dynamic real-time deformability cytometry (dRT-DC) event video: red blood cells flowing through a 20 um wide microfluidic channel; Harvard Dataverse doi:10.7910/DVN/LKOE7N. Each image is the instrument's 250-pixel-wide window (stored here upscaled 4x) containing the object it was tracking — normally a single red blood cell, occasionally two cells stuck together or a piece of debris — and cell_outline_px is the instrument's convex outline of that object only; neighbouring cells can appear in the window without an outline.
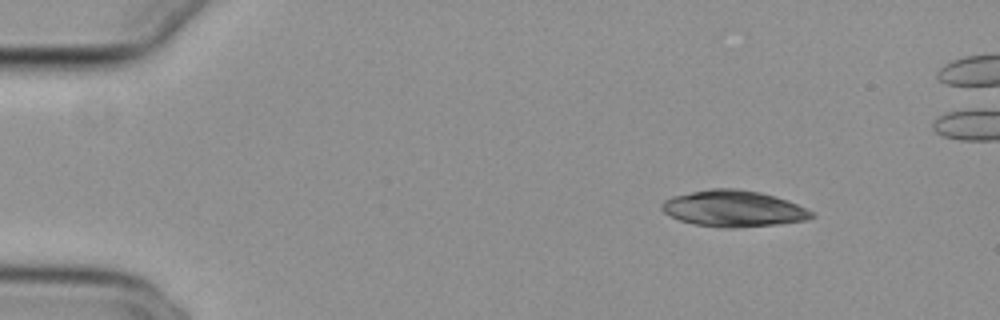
{"species": "common noctule bat (a hibernating species)", "species_latin": "Nyctalus noctula", "temperature_condition": "cold", "stored_images_in_passage": 29, "camera_frame_rate_fps": 3000, "um_per_image_px": 0.085, "animal": {"sex": "female", "body_mass_g": 29.2, "forearm_length_mm": 56.3}, "frame": {"image": 1, "passage_image": 5, "time_ms": 1.333, "image_size_px": [1000, 320], "cell_outline_px": [[816, 216], [804, 220], [776, 224], [736, 228], [720, 228], [692, 224], [680, 220], [664, 212], [660, 208], [660, 204], [664, 200], [672, 196], [712, 188], [732, 188], [760, 192], [776, 196], [788, 200], [812, 212]], "centroid_in_image_um": [62.31, 17.73], "position_along_channel_um": 22.7, "area_um2": 31.62}}